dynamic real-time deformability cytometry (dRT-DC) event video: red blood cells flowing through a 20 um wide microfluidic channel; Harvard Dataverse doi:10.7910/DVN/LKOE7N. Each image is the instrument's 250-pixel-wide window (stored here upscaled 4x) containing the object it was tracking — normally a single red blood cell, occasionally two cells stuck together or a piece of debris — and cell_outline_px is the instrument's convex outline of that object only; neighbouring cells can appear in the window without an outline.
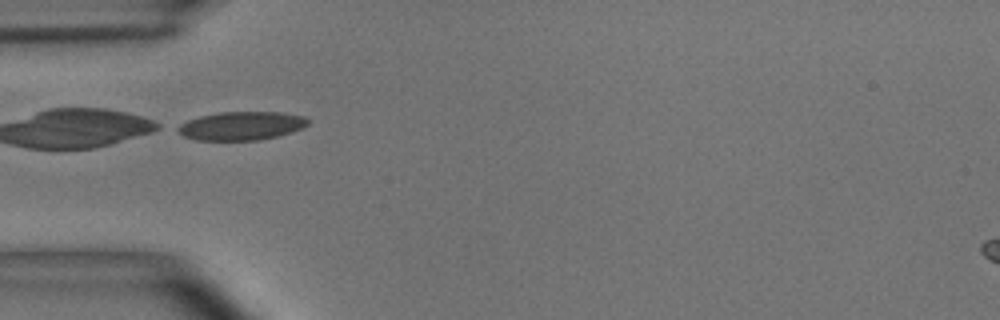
{"species": "common noctule bat (a hibernating species)", "species_latin": "Nyctalus noctula", "temperature_condition": "room temperature", "stored_images_in_passage": 7, "camera_frame_rate_fps": 3000, "um_per_image_px": 0.085, "animal": {"sex": "male", "body_mass_g": 15.6}, "frame": {"image": 1, "passage_image": 5, "time_ms": 1.333, "image_size_px": [1000, 320], "cell_outline_px": [[312, 120], [304, 128], [292, 132], [260, 140], [196, 140], [184, 136], [172, 128], [188, 120], [200, 116], [220, 112], [280, 112], [304, 116]], "centroid_in_image_um": [20.53, 10.69], "position_along_channel_um": 64.5, "area_um2": 21.85}}